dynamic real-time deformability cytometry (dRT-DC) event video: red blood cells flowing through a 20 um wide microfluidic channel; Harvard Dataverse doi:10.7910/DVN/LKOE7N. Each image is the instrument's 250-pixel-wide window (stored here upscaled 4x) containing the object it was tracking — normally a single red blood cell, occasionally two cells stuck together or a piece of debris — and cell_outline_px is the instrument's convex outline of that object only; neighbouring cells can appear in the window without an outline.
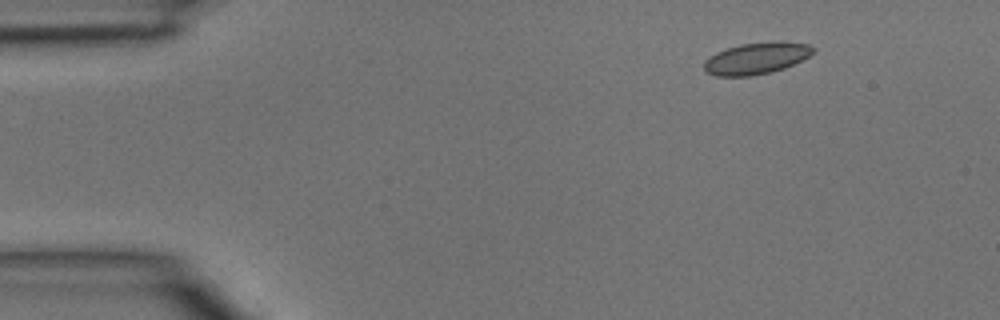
{"species": "common noctule bat (a hibernating species)", "species_latin": "Nyctalus noctula", "temperature_condition": "room temperature", "stored_images_in_passage": 4, "camera_frame_rate_fps": 3000, "um_per_image_px": 0.085, "animal": {"sex": "male", "body_mass_g": 15.6}, "frame": {"image": 1, "passage_image": 2, "time_ms": 0.333, "image_size_px": [1000, 320], "cell_outline_px": [[816, 52], [784, 68], [768, 72], [748, 76], [716, 76], [704, 72], [704, 60], [716, 52], [740, 44], [780, 40], [808, 44], [816, 48]], "centroid_in_image_um": [64.29, 4.94], "position_along_channel_um": 20.7, "area_um2": 20.17}}
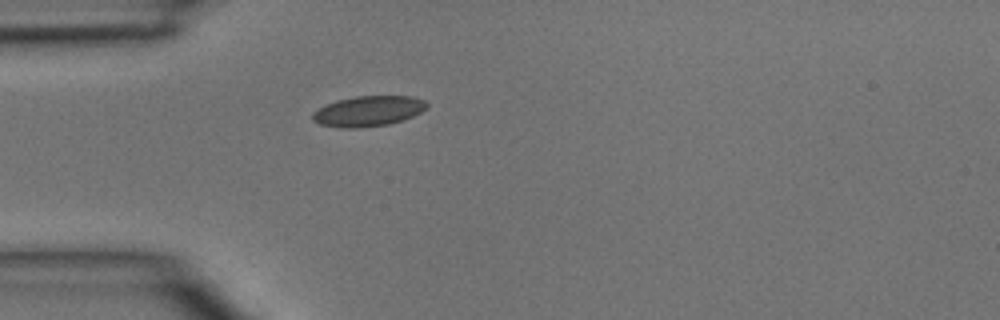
{"frame": {"image": 2, "passage_image": 4, "time_ms": 1.0, "image_size_px": [1000, 320], "cell_outline_px": [[428, 108], [404, 120], [388, 124], [356, 128], [340, 128], [320, 124], [312, 120], [312, 112], [336, 100], [356, 96], [412, 96], [424, 100], [428, 104]], "centroid_in_image_um": [31.31, 9.44], "position_along_channel_um": 53.7, "area_um2": 20.23}}